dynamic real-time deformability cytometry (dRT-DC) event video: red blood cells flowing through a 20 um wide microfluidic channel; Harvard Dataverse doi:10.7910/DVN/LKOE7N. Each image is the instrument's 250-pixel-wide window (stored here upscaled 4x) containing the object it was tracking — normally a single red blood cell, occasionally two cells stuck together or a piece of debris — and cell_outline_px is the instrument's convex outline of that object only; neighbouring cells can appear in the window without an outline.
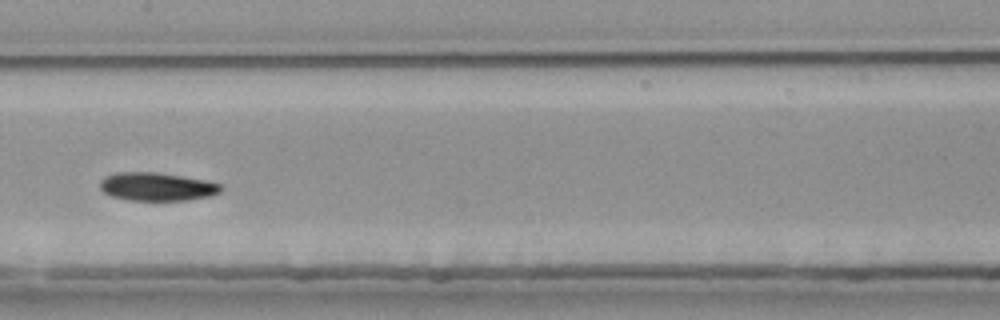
{"species": "common noctule bat (a hibernating species)", "species_latin": "Nyctalus noctula", "temperature_condition": "room temperature", "stored_images_in_passage": 47, "camera_frame_rate_fps": 3000, "um_per_image_px": 0.085, "animal": {"sex": "female", "body_mass_g": 25.1}, "frame": {"image": 1, "passage_image": 27, "time_ms": 8.667, "image_size_px": [1000, 320], "cell_outline_px": [[224, 188], [220, 192], [208, 196], [188, 200], [128, 200], [112, 196], [104, 192], [100, 188], [100, 180], [104, 176], [120, 172], [152, 172], [180, 176], [204, 180], [220, 184]], "centroid_in_image_um": [13.31, 15.87], "position_along_channel_um": 194.1, "area_um2": 19.71}, "authors_computed_cell_mechanics": {"area_um2": 20.0566, "velocity_mm_per_s": 3.7663, "shape_relaxation_time_tau1_ms": 3.1593, "shape_relaxation_time_tau2_ms": 2.674, "deformation_change_tau1": 0.1174, "deformation_change_tau2": 0.0571}}